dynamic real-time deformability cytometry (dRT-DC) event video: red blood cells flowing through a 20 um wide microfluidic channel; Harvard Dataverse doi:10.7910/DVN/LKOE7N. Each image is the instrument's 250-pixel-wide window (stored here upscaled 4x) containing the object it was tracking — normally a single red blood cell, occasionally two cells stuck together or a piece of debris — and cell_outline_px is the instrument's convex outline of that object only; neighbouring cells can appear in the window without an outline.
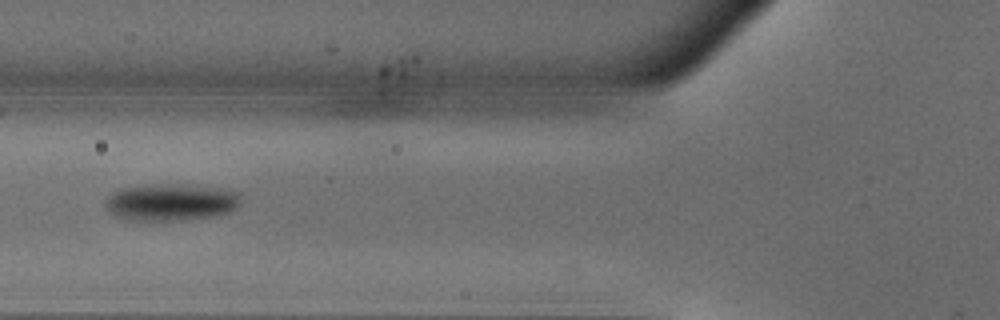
{"species": "common noctule bat (a hibernating species)", "species_latin": "Nyctalus noctula", "temperature_condition": "warm", "stored_images_in_passage": 41, "camera_frame_rate_fps": 3000, "um_per_image_px": 0.085, "animal": {"sex": "male", "body_mass_g": 18.8}, "frame": {"image": 1, "passage_image": 9, "time_ms": 2.667, "image_size_px": [1000, 320], "cell_outline_px": [[240, 208], [232, 212], [216, 216], [188, 220], [124, 220], [112, 216], [108, 212], [104, 204], [104, 200], [112, 192], [124, 188], [144, 184], [196, 184], [224, 188], [240, 192]], "centroid_in_image_um": [14.57, 17.18], "position_along_channel_um": 111.2, "area_um2": 30.4}}
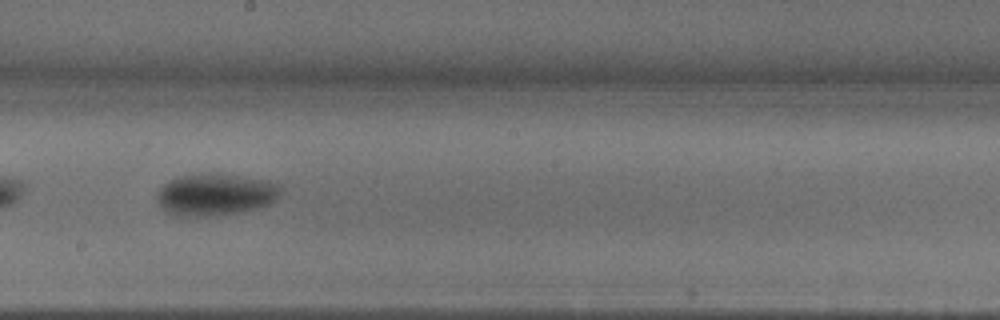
{"frame": {"image": 2, "passage_image": 18, "time_ms": 5.667, "image_size_px": [1000, 320], "cell_outline_px": [[284, 184], [276, 200], [272, 204], [260, 208], [220, 216], [180, 216], [168, 212], [156, 200], [156, 192], [164, 184], [180, 176], [204, 172], [216, 172], [268, 180]], "centroid_in_image_um": [18.38, 16.52], "position_along_channel_um": 229.8, "area_um2": 30.98}}
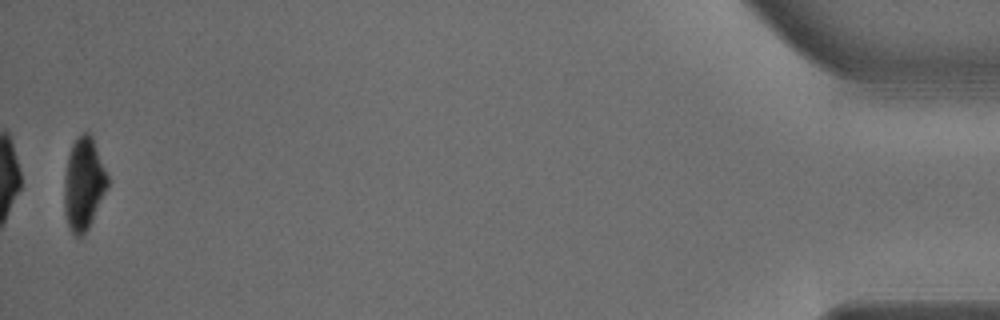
{"frame": {"image": 3, "passage_image": 40, "time_ms": 13.0, "image_size_px": [1000, 320], "cell_outline_px": [[108, 184], [88, 228], [80, 240], [72, 236], [64, 212], [64, 176], [68, 156], [72, 144], [76, 136], [84, 132], [88, 132], [92, 136], [108, 176]], "centroid_in_image_um": [7.08, 15.64], "position_along_channel_um": 428.1, "area_um2": 23.35}, "authors_computed_cell_mechanics": {"area_um2": 29.767, "velocity_mm_per_s": 3.9538, "shape_relaxation_time_tau1_ms": 3.1129, "shape_relaxation_time_tau2_ms": null, "deformation_change_tau1": 0.1383, "deformation_change_tau2": null}}